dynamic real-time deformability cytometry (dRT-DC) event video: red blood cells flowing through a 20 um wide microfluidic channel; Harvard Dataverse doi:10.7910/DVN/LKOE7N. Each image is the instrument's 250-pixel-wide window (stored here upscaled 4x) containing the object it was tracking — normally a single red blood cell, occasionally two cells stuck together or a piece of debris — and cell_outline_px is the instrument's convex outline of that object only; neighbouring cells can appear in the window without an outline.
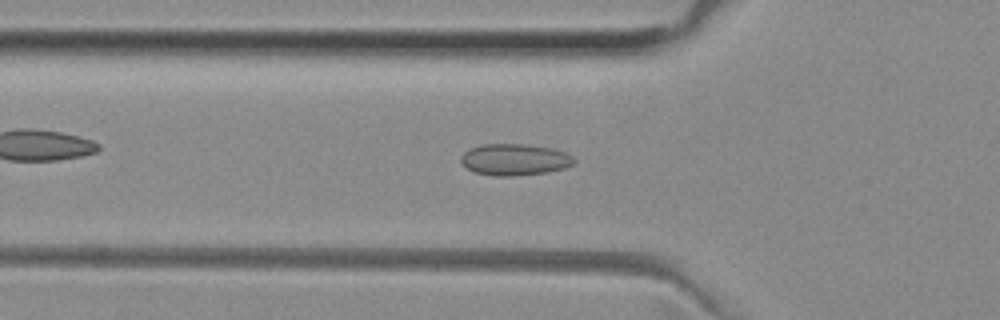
{"species": "common noctule bat (a hibernating species)", "species_latin": "Nyctalus noctula", "temperature_condition": "room temperature", "stored_images_in_passage": 40, "camera_frame_rate_fps": 3000, "um_per_image_px": 0.085, "animal": {"sex": "female", "body_mass_g": 29.2, "forearm_length_mm": 56.3}, "frame": {"image": 1, "passage_image": 15, "time_ms": 4.667, "image_size_px": [1000, 320], "cell_outline_px": [[576, 160], [572, 164], [564, 168], [548, 172], [512, 176], [492, 176], [472, 172], [460, 164], [460, 156], [468, 148], [480, 144], [524, 144], [552, 148], [564, 152], [572, 156]], "centroid_in_image_um": [43.67, 13.57], "position_along_channel_um": 82.1, "area_um2": 21.1}}
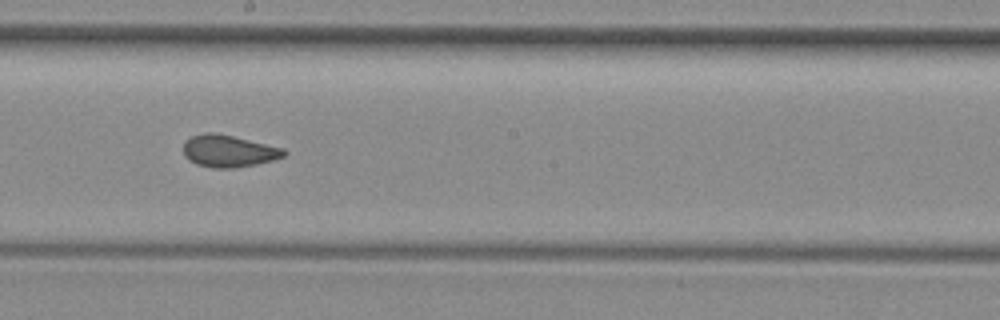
{"frame": {"image": 2, "passage_image": 26, "time_ms": 8.333, "image_size_px": [1000, 320], "cell_outline_px": [[288, 152], [284, 156], [272, 160], [256, 164], [232, 168], [212, 168], [196, 164], [188, 160], [184, 156], [184, 140], [192, 136], [204, 132], [216, 132], [284, 148]], "centroid_in_image_um": [19.41, 12.83], "position_along_channel_um": 228.8, "area_um2": 18.9}}
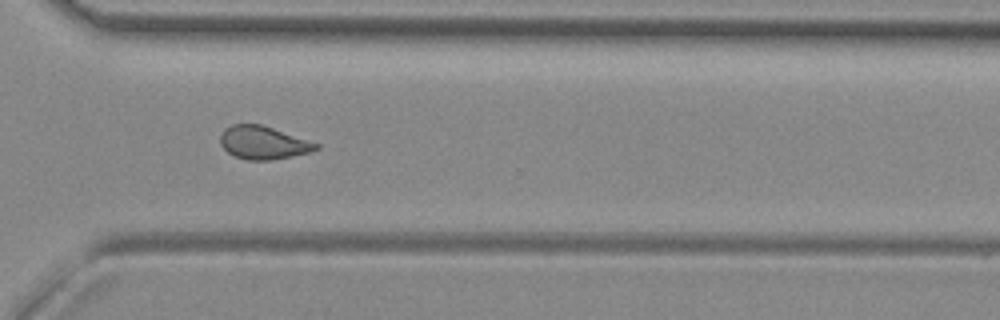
{"frame": {"image": 3, "passage_image": 35, "time_ms": 11.333, "image_size_px": [1000, 320], "cell_outline_px": [[320, 148], [308, 152], [292, 156], [268, 160], [248, 160], [236, 156], [228, 152], [220, 144], [220, 132], [224, 128], [232, 124], [260, 124], [320, 144]], "centroid_in_image_um": [22.34, 12.12], "position_along_channel_um": 348.3, "area_um2": 18.26}, "authors_computed_cell_mechanics": {"area_um2": 19.074, "velocity_mm_per_s": 3.9875, "shape_relaxation_time_tau1_ms": null, "shape_relaxation_time_tau2_ms": 2.0318, "deformation_change_tau1": null, "deformation_change_tau2": 0.0631}}